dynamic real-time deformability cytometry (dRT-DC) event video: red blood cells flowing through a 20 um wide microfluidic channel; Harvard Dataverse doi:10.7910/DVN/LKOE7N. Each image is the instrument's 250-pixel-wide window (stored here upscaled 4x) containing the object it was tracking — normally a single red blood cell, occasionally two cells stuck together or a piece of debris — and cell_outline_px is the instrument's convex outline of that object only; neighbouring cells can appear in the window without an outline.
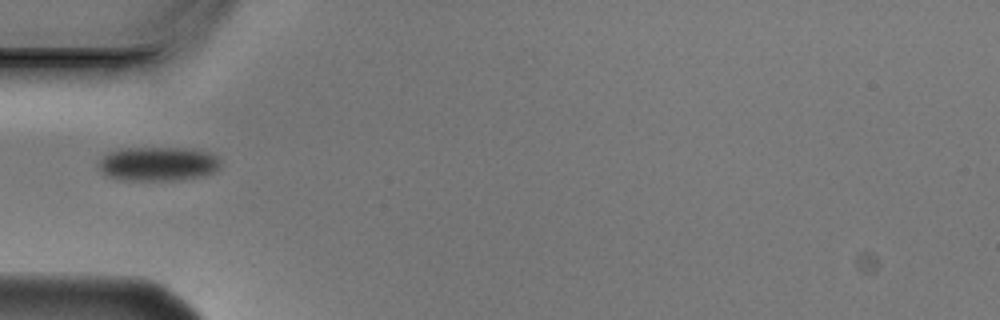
{"species": "Egyptian fruit bat (a non-hibernating species)", "species_latin": "Rousettus aegyptiacus", "temperature_condition": "cold", "stored_images_in_passage": 7, "camera_frame_rate_fps": 3000, "um_per_image_px": 0.085, "animal": {"sex": "male"}, "frame": {"image": 1, "passage_image": 5, "time_ms": 1.333, "image_size_px": [1000, 320], "cell_outline_px": [[220, 164], [212, 172], [204, 176], [180, 180], [116, 180], [100, 172], [96, 164], [108, 152], [120, 148], [192, 148], [208, 152], [216, 156], [220, 160]], "centroid_in_image_um": [13.38, 13.93], "position_along_channel_um": 71.6, "area_um2": 24.57}}
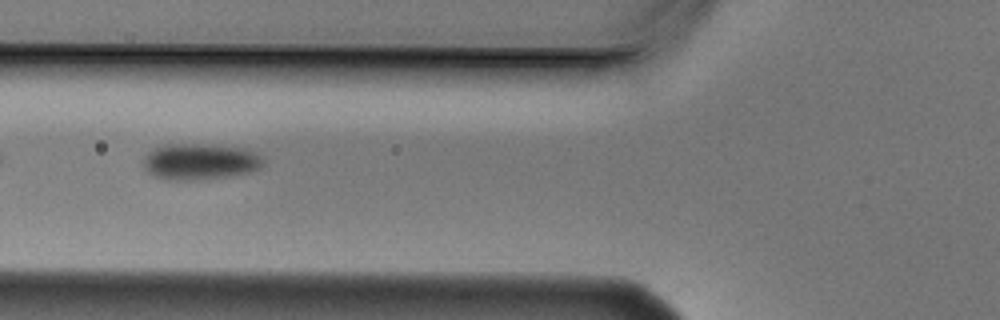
{"frame": {"image": 2, "passage_image": 6, "time_ms": 1.667, "image_size_px": [1000, 320], "cell_outline_px": [[264, 164], [260, 168], [252, 172], [232, 176], [196, 180], [168, 180], [156, 176], [148, 172], [144, 168], [144, 156], [148, 152], [164, 144], [200, 144], [248, 148], [264, 156]], "centroid_in_image_um": [17.07, 13.74], "position_along_channel_um": 108.7, "area_um2": 25.66}}
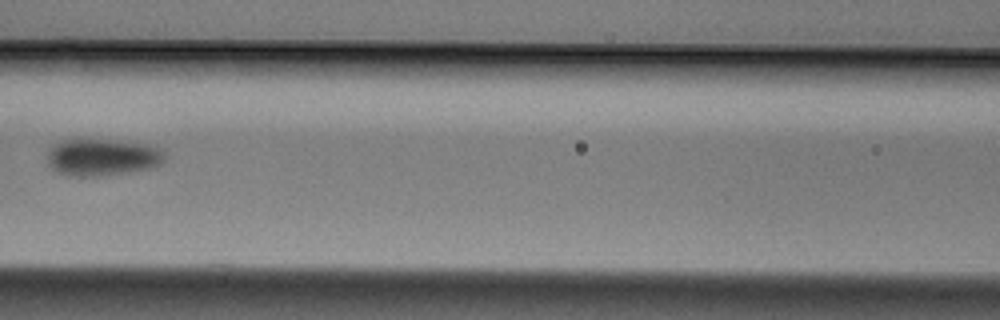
{"frame": {"image": 3, "passage_image": 7, "time_ms": 2.0, "image_size_px": [1000, 320], "cell_outline_px": [[164, 160], [160, 164], [152, 168], [104, 176], [68, 176], [56, 172], [48, 164], [48, 148], [64, 140], [112, 140], [148, 144], [160, 148], [164, 152]], "centroid_in_image_um": [8.7, 13.38], "position_along_channel_um": 157.9, "area_um2": 25.37}}